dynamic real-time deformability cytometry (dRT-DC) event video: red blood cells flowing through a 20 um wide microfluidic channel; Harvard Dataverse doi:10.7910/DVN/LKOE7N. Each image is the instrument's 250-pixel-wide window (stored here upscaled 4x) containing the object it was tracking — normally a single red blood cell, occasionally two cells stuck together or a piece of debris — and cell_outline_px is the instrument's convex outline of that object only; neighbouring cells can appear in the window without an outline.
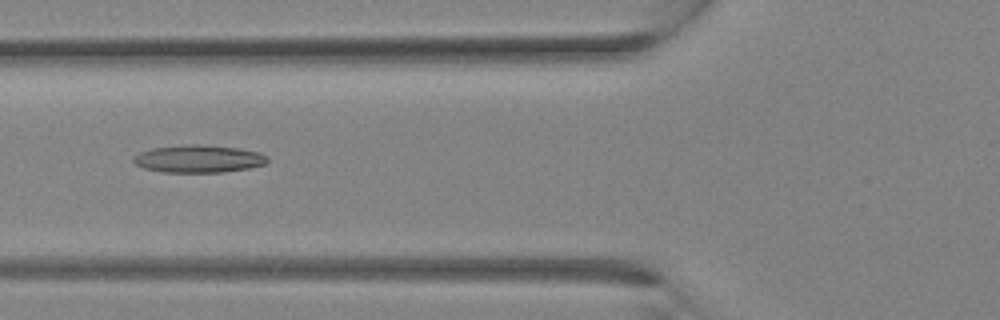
{"species": "Egyptian fruit bat (a non-hibernating species)", "species_latin": "Rousettus aegyptiacus", "temperature_condition": "room temperature", "stored_images_in_passage": 8, "camera_frame_rate_fps": 3000, "um_per_image_px": 0.085, "animal": {"sex": "female"}, "frame": {"image": 1, "passage_image": 5, "time_ms": 1.333, "image_size_px": [1000, 320], "cell_outline_px": [[268, 160], [264, 164], [248, 168], [224, 172], [160, 172], [144, 168], [136, 164], [132, 160], [132, 156], [140, 152], [152, 148], [188, 144], [196, 144], [236, 148], [260, 152], [268, 156]], "centroid_in_image_um": [16.85, 13.5], "position_along_channel_um": 108.9, "area_um2": 21.5}}
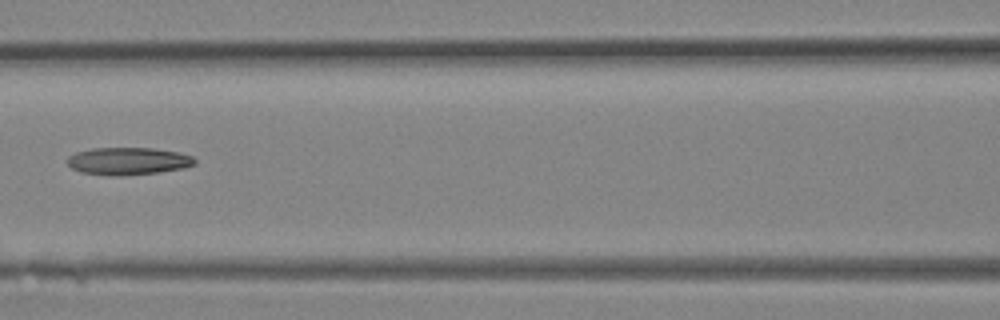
{"frame": {"image": 2, "passage_image": 7, "time_ms": 2.0, "image_size_px": [1000, 320], "cell_outline_px": [[196, 164], [184, 168], [156, 172], [120, 176], [112, 176], [80, 172], [72, 168], [68, 164], [68, 156], [76, 152], [92, 148], [152, 148], [180, 152], [192, 156], [196, 160]], "centroid_in_image_um": [10.9, 13.69], "position_along_channel_um": 155.7, "area_um2": 20.4}}